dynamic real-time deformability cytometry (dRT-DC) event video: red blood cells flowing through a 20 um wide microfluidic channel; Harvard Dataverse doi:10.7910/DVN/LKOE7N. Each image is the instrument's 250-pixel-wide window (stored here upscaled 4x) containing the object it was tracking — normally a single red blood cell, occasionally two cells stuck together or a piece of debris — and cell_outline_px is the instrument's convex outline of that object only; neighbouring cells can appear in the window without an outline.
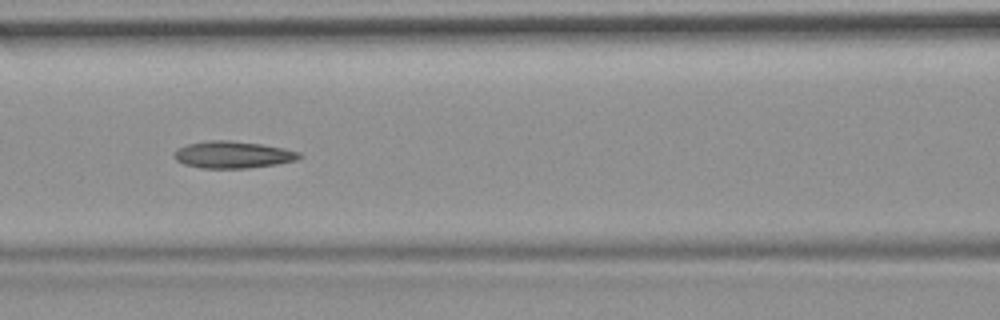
{"species": "common noctule bat (a hibernating species)", "species_latin": "Nyctalus noctula", "temperature_condition": "room temperature", "stored_images_in_passage": 11, "camera_frame_rate_fps": 3000, "um_per_image_px": 0.085, "animal": {"sex": "female", "body_mass_g": 19.9}, "frame": {"image": 1, "passage_image": 7, "time_ms": 2.0, "image_size_px": [1000, 320], "cell_outline_px": [[304, 156], [296, 160], [276, 164], [248, 168], [200, 168], [184, 164], [176, 160], [172, 156], [172, 152], [176, 148], [188, 144], [212, 140], [228, 140], [260, 144], [284, 148], [300, 152]], "centroid_in_image_um": [19.76, 13.15], "position_along_channel_um": 146.8, "area_um2": 19.77}}
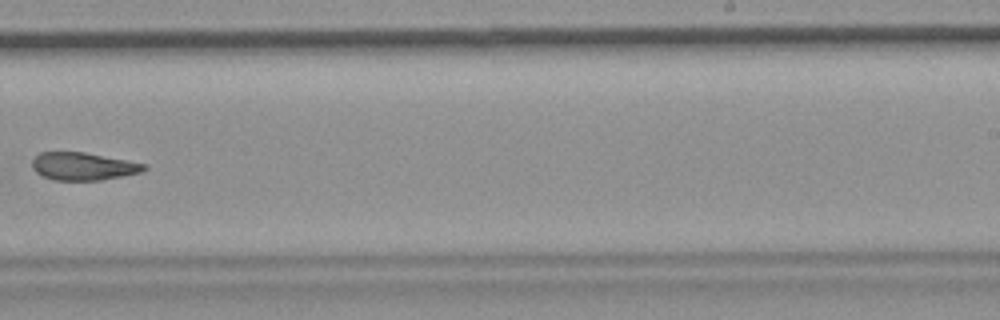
{"frame": {"image": 2, "passage_image": 10, "time_ms": 3.0, "image_size_px": [1000, 320], "cell_outline_px": [[148, 168], [140, 172], [100, 180], [56, 180], [44, 176], [36, 172], [32, 168], [32, 160], [40, 152], [84, 152], [148, 164]], "centroid_in_image_um": [7.07, 14.13], "position_along_channel_um": 281.9, "area_um2": 17.92}}